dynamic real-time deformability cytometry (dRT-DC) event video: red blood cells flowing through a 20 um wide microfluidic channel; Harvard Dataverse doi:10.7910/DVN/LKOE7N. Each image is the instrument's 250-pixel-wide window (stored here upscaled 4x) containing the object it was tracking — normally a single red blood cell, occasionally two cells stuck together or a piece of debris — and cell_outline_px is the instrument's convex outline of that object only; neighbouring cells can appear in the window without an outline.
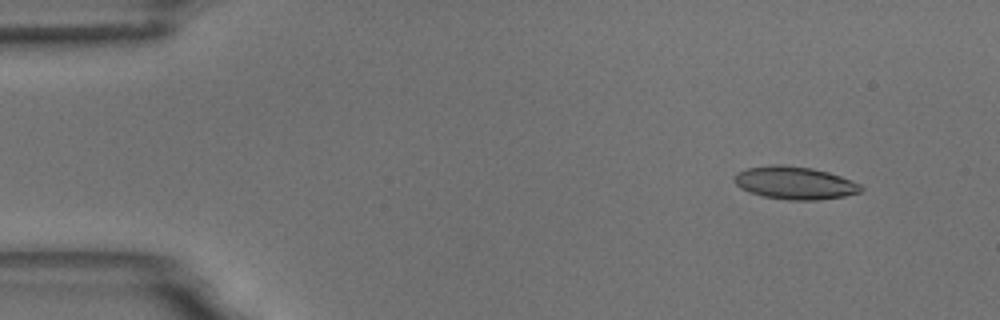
{"species": "common noctule bat (a hibernating species)", "species_latin": "Nyctalus noctula", "temperature_condition": "room temperature", "stored_images_in_passage": 10, "camera_frame_rate_fps": 3000, "um_per_image_px": 0.085, "animal": {"sex": "male", "body_mass_g": 18.8}, "frame": {"image": 1, "passage_image": 1, "time_ms": 0.0, "image_size_px": [1000, 320], "cell_outline_px": [[864, 188], [860, 192], [844, 196], [816, 200], [788, 200], [764, 196], [740, 188], [736, 184], [736, 172], [744, 168], [768, 164], [780, 164], [812, 168], [828, 172], [840, 176], [860, 184]], "centroid_in_image_um": [67.55, 15.53], "position_along_channel_um": 17.5, "area_um2": 24.1}}
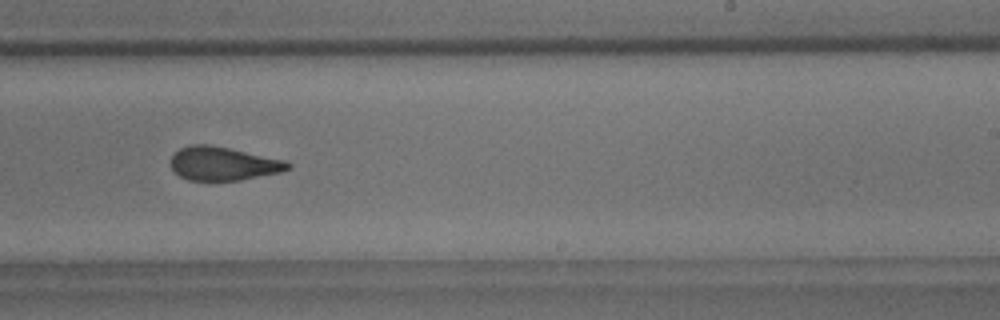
{"frame": {"image": 2, "passage_image": 9, "time_ms": 9.333, "image_size_px": [1000, 320], "cell_outline_px": [[292, 164], [288, 168], [280, 172], [240, 180], [188, 180], [180, 176], [172, 168], [172, 156], [180, 148], [192, 144], [208, 144], [228, 148], [284, 160]], "centroid_in_image_um": [18.95, 13.9], "position_along_channel_um": 270.0, "area_um2": 22.48}}
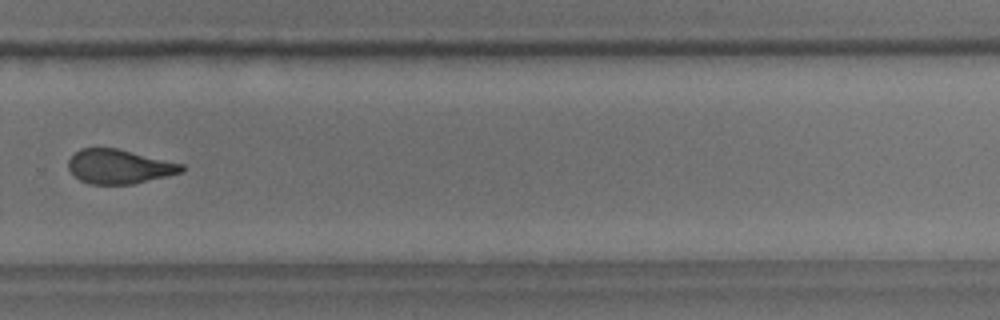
{"frame": {"image": 3, "passage_image": 10, "time_ms": 10.667, "image_size_px": [1000, 320], "cell_outline_px": [[184, 172], [132, 184], [88, 184], [80, 180], [68, 168], [68, 160], [80, 148], [116, 148], [184, 164]], "centroid_in_image_um": [10.14, 14.16], "position_along_channel_um": 319.7, "area_um2": 22.48}}